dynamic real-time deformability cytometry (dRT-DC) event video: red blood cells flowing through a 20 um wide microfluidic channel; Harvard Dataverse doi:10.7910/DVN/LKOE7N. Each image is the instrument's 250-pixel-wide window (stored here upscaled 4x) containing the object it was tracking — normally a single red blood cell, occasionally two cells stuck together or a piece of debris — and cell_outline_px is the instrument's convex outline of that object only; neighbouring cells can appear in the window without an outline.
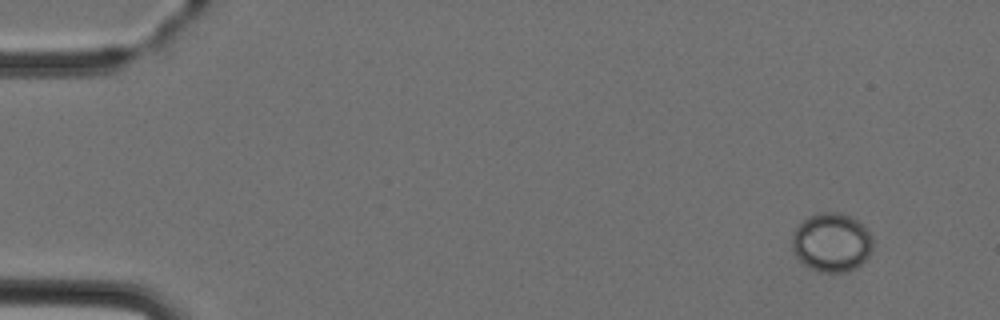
{"species": "Egyptian fruit bat (a non-hibernating species)", "species_latin": "Rousettus aegyptiacus", "temperature_condition": "cold", "stored_images_in_passage": 4, "camera_frame_rate_fps": 3000, "um_per_image_px": 0.085, "animal": {"sex": "female"}, "frame": {"image": 1, "passage_image": 1, "time_ms": 0.0, "image_size_px": [1000, 320], "cell_outline_px": [[872, 248], [868, 256], [856, 268], [844, 272], [820, 272], [804, 264], [796, 256], [792, 248], [792, 232], [808, 216], [820, 212], [840, 212], [864, 224], [872, 236]], "centroid_in_image_um": [70.69, 20.59], "position_along_channel_um": 14.3, "area_um2": 27.69}}